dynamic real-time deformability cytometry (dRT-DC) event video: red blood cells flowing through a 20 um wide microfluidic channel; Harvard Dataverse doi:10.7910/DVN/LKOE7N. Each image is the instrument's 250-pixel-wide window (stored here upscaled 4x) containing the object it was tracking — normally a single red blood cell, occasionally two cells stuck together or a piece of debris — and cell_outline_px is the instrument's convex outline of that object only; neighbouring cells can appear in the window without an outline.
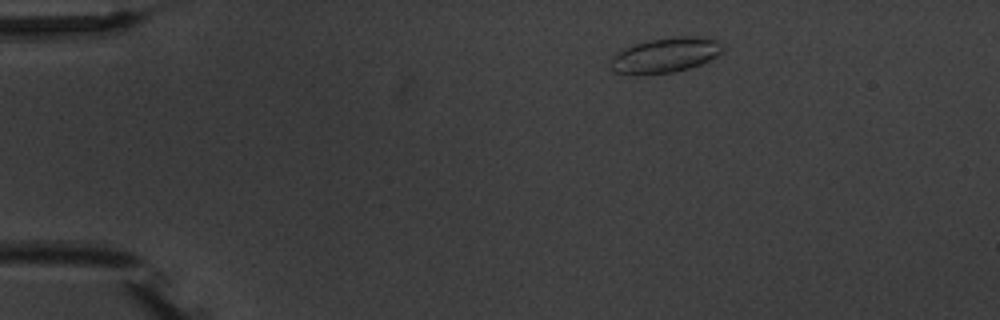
{"species": "common noctule bat (a hibernating species)", "species_latin": "Nyctalus noctula", "temperature_condition": "warm", "stored_images_in_passage": 3, "camera_frame_rate_fps": 3000, "um_per_image_px": 0.085, "animal": {"sex": "male", "body_mass_g": 20.1, "forearm_length_mm": 53.5}, "frame": {"image": 1, "passage_image": 1, "time_ms": 0.0, "image_size_px": [1000, 320], "cell_outline_px": [[724, 52], [700, 64], [688, 68], [672, 72], [612, 72], [608, 64], [612, 56], [624, 48], [636, 44], [652, 40], [676, 36], [696, 36], [716, 40], [724, 48]], "centroid_in_image_um": [56.57, 4.66], "position_along_channel_um": 28.4, "area_um2": 22.14}}